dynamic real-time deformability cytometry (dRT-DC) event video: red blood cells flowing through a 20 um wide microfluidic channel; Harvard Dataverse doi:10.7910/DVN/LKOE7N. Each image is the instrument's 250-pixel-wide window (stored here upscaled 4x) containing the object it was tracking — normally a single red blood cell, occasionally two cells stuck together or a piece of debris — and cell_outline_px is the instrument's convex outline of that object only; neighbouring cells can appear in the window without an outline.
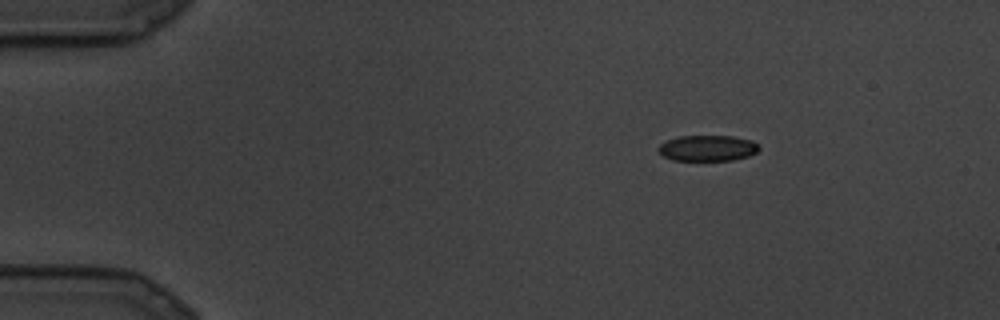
{"species": "common noctule bat (a hibernating species)", "species_latin": "Nyctalus noctula", "temperature_condition": "cold", "stored_images_in_passage": 13, "camera_frame_rate_fps": 3000, "um_per_image_px": 0.085, "animal": {"sex": "male", "body_mass_g": 19.5, "forearm_length_mm": 54.6}, "frame": {"image": 1, "passage_image": 1, "time_ms": 0.0, "image_size_px": [1000, 320], "cell_outline_px": [[760, 148], [756, 152], [748, 156], [732, 160], [672, 160], [664, 156], [660, 152], [660, 144], [668, 140], [680, 136], [732, 136], [752, 140]], "centroid_in_image_um": [60.17, 12.59], "position_along_channel_um": 24.8, "area_um2": 14.91}}
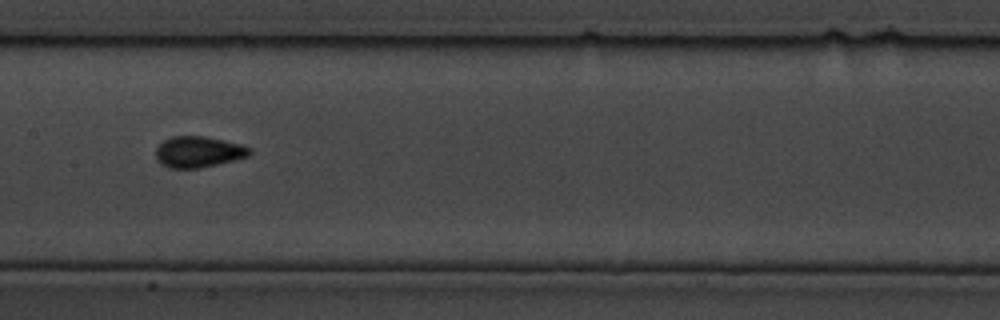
{"frame": {"image": 2, "passage_image": 10, "time_ms": 3.0, "image_size_px": [1000, 320], "cell_outline_px": [[252, 152], [248, 156], [200, 168], [168, 168], [156, 160], [156, 148], [164, 140], [172, 136], [204, 136], [224, 140], [240, 144], [252, 148]], "centroid_in_image_um": [16.85, 12.9], "position_along_channel_um": 190.5, "area_um2": 16.94}}
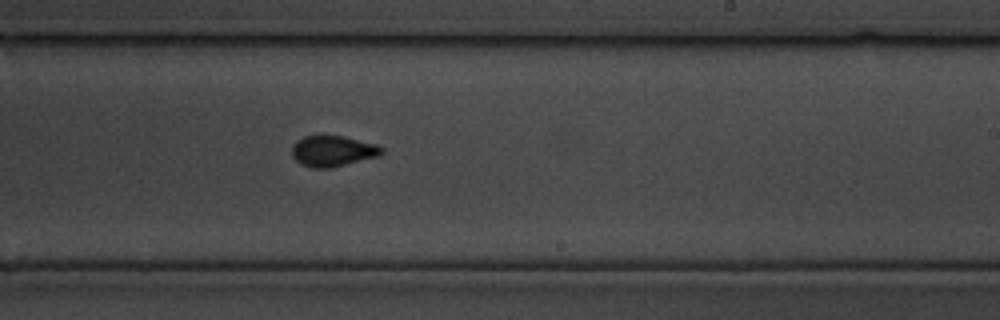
{"frame": {"image": 3, "passage_image": 13, "time_ms": 4.0, "image_size_px": [1000, 320], "cell_outline_px": [[384, 152], [380, 156], [332, 168], [312, 168], [300, 164], [292, 156], [292, 144], [296, 140], [304, 136], [344, 136], [376, 144], [384, 148]], "centroid_in_image_um": [28.29, 12.85], "position_along_channel_um": 260.7, "area_um2": 16.36}}